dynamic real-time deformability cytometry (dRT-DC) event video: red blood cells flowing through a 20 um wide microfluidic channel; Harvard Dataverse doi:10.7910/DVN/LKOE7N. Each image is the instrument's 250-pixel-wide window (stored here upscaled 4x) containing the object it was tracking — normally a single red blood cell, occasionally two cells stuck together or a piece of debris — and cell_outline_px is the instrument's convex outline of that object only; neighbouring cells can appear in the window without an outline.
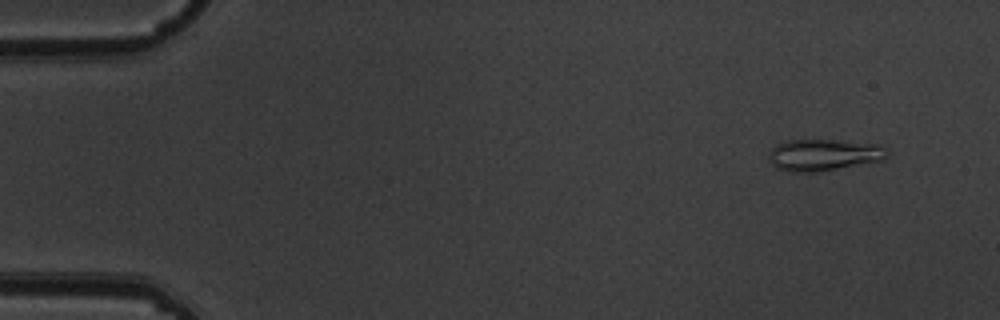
{"species": "common noctule bat (a hibernating species)", "species_latin": "Nyctalus noctula", "temperature_condition": "warm", "stored_images_in_passage": 4, "camera_frame_rate_fps": 3000, "um_per_image_px": 0.085, "animal": {"sex": "male", "body_mass_g": 19.5, "forearm_length_mm": 54.6}, "frame": {"image": 1, "passage_image": 1, "time_ms": 0.0, "image_size_px": [1000, 320], "cell_outline_px": [[888, 152], [884, 160], [820, 172], [788, 172], [772, 164], [768, 156], [772, 148], [776, 144], [788, 140], [832, 140], [880, 144]], "centroid_in_image_um": [70.02, 13.17], "position_along_channel_um": 15.0, "area_um2": 21.85}}
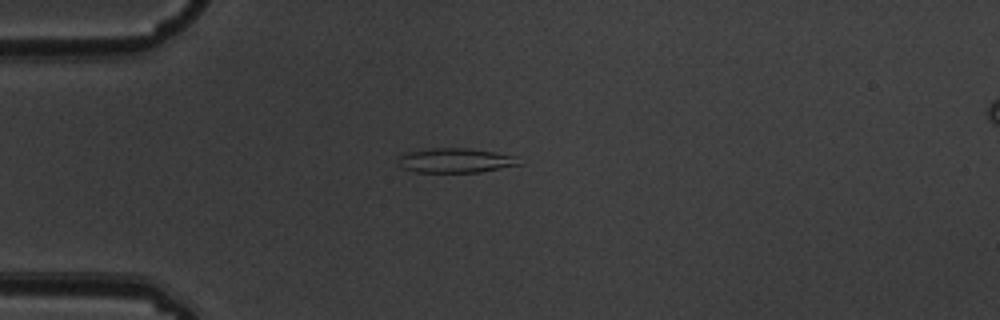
{"frame": {"image": 2, "passage_image": 4, "time_ms": 1.0, "image_size_px": [1000, 320], "cell_outline_px": [[524, 164], [480, 172], [416, 172], [400, 168], [396, 160], [404, 152], [432, 148], [468, 148], [516, 156]], "centroid_in_image_um": [38.68, 13.64], "position_along_channel_um": 46.3, "area_um2": 17.51}}